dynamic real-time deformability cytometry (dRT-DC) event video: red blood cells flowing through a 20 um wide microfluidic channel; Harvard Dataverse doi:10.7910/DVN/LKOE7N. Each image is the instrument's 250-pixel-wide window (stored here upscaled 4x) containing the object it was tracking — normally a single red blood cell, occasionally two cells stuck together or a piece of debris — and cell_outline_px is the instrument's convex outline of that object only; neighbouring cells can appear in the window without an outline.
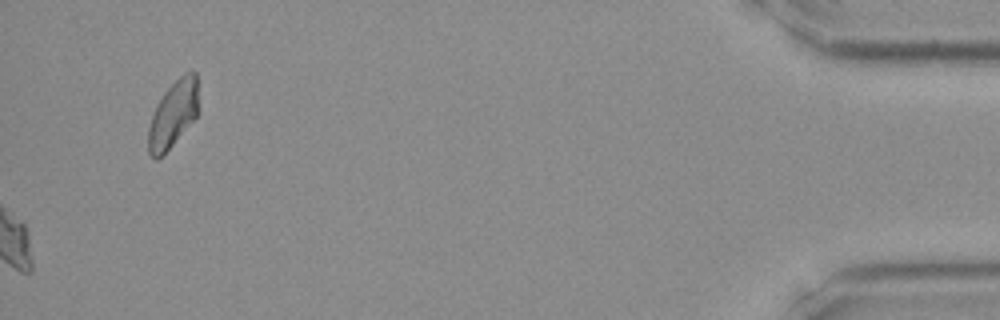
{"species": "Egyptian fruit bat (a non-hibernating species)", "species_latin": "Rousettus aegyptiacus", "temperature_condition": "room temperature", "stored_images_in_passage": 41, "camera_frame_rate_fps": 3000, "um_per_image_px": 0.085, "frame": {"image": 1, "passage_image": 41, "time_ms": 13.333, "image_size_px": [1000, 320], "cell_outline_px": [[200, 112], [172, 144], [156, 160], [148, 152], [148, 128], [156, 104], [164, 92], [184, 72], [196, 72]], "centroid_in_image_um": [14.74, 9.66], "position_along_channel_um": 420.5, "area_um2": 19.36}}